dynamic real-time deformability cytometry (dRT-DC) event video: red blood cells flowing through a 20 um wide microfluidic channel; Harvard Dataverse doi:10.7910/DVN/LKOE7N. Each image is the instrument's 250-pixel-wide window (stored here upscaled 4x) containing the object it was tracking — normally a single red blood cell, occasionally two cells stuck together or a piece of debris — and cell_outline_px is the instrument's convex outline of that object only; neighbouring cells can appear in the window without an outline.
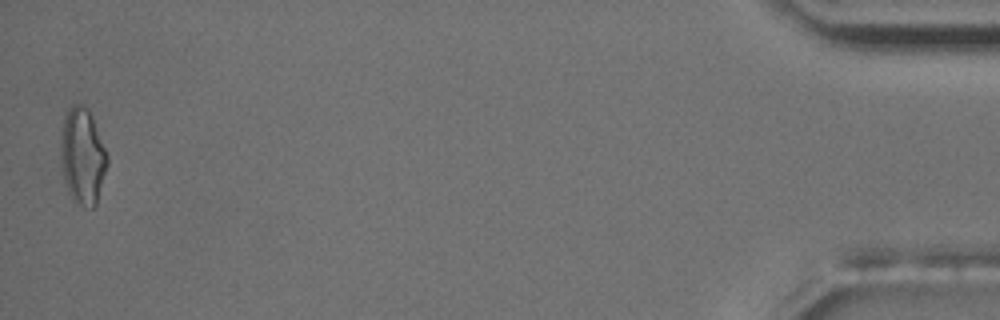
{"species": "common noctule bat (a hibernating species)", "species_latin": "Nyctalus noctula", "temperature_condition": "room temperature", "stored_images_in_passage": 17, "camera_frame_rate_fps": 3000, "um_per_image_px": 0.085, "animal": {"sex": "male", "body_mass_g": 17.5, "forearm_length_mm": 52.3}, "frame": {"image": 1, "passage_image": 17, "time_ms": 18.333, "image_size_px": [1000, 320], "cell_outline_px": [[108, 164], [96, 204], [92, 208], [80, 204], [72, 200], [68, 192], [60, 160], [60, 128], [64, 116], [68, 108], [72, 104], [84, 104], [88, 108], [92, 116], [108, 156]], "centroid_in_image_um": [6.99, 13.23], "position_along_channel_um": 428.2, "area_um2": 26.41}, "authors_computed_cell_mechanics": {"area_um2": 19.7098, "velocity_mm_per_s": 3.564, "shape_relaxation_time_tau1_ms": null, "shape_relaxation_time_tau2_ms": 2.0386, "deformation_change_tau1": null, "deformation_change_tau2": 0.0758}}